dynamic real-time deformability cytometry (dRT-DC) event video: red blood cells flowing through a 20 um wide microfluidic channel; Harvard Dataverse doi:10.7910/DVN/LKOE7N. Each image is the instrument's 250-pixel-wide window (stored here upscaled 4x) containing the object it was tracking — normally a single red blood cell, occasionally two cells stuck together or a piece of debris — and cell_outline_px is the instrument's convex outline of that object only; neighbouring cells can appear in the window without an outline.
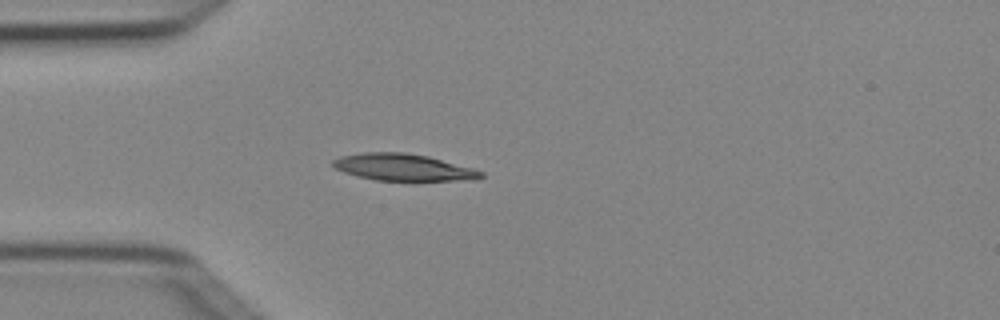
{"species": "Egyptian fruit bat (a non-hibernating species)", "species_latin": "Rousettus aegyptiacus", "temperature_condition": "cold", "stored_images_in_passage": 1, "camera_frame_rate_fps": 3000, "um_per_image_px": 0.085, "animal": {"sex": "female"}, "frame": {"image": 1, "passage_image": 1, "time_ms": 0.0, "image_size_px": [1000, 320], "cell_outline_px": [[484, 176], [476, 180], [376, 180], [344, 172], [336, 168], [332, 164], [332, 160], [340, 156], [364, 152], [404, 152], [428, 156], [472, 168], [484, 172]], "centroid_in_image_um": [34.29, 14.21], "position_along_channel_um": 50.7, "area_um2": 22.95}}